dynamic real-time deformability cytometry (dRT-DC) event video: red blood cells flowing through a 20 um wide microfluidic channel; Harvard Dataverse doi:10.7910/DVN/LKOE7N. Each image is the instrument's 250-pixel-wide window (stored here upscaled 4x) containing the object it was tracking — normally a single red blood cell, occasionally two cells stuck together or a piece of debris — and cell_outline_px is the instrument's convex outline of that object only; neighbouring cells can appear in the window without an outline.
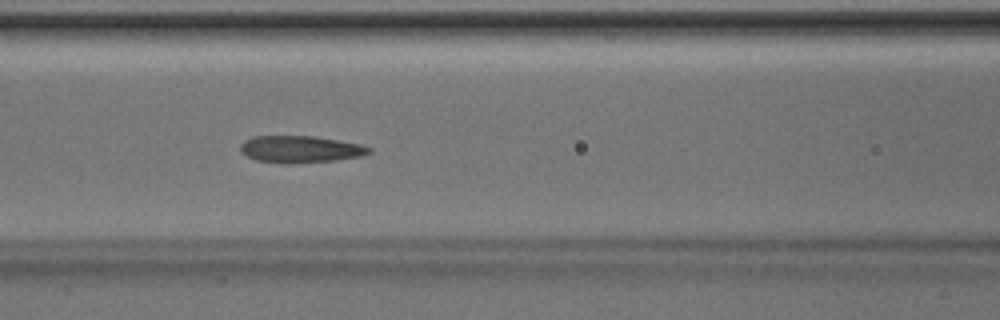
{"species": "Egyptian fruit bat (a non-hibernating species)", "species_latin": "Rousettus aegyptiacus", "temperature_condition": "room temperature", "stored_images_in_passage": 48, "camera_frame_rate_fps": 3000, "um_per_image_px": 0.085, "animal": {"sex": "male"}, "frame": {"image": 1, "passage_image": 20, "time_ms": 6.333, "image_size_px": [1000, 320], "cell_outline_px": [[372, 152], [360, 156], [336, 160], [292, 164], [288, 164], [256, 160], [240, 152], [240, 144], [244, 140], [252, 136], [312, 136], [360, 144], [372, 148]], "centroid_in_image_um": [25.5, 12.69], "position_along_channel_um": 141.1, "area_um2": 20.23}}
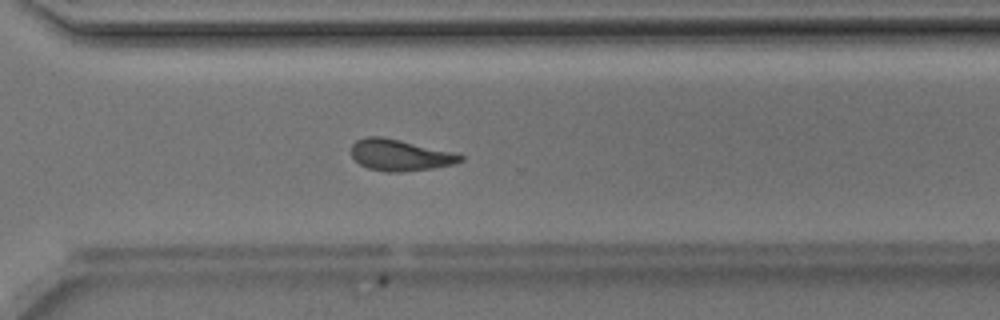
{"frame": {"image": 2, "passage_image": 34, "time_ms": 11.0, "image_size_px": [1000, 320], "cell_outline_px": [[464, 160], [452, 164], [432, 168], [400, 172], [388, 172], [368, 168], [360, 164], [352, 156], [352, 144], [356, 140], [364, 136], [380, 136], [400, 140], [456, 152], [464, 156]], "centroid_in_image_um": [34.01, 13.17], "position_along_channel_um": 336.6, "area_um2": 19.94}}
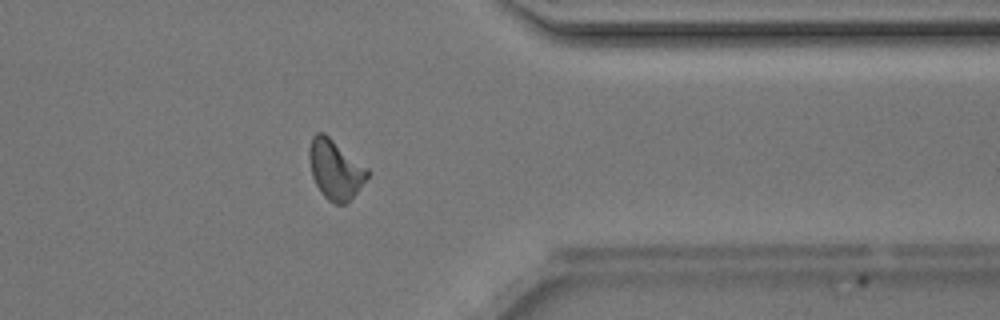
{"frame": {"image": 3, "passage_image": 38, "time_ms": 12.333, "image_size_px": [1000, 320], "cell_outline_px": [[372, 172], [356, 192], [344, 204], [336, 204], [328, 200], [320, 192], [312, 176], [308, 156], [308, 152], [312, 136], [316, 132], [324, 132], [368, 168]], "centroid_in_image_um": [28.49, 14.38], "position_along_channel_um": 382.9, "area_um2": 20.17}, "authors_computed_cell_mechanics": {"area_um2": 20.1722, "velocity_mm_per_s": 4.1946, "shape_relaxation_time_tau1_ms": 7.0804, "shape_relaxation_time_tau2_ms": 2.7089, "deformation_change_tau1": 0.2028, "deformation_change_tau2": 0.0967}}